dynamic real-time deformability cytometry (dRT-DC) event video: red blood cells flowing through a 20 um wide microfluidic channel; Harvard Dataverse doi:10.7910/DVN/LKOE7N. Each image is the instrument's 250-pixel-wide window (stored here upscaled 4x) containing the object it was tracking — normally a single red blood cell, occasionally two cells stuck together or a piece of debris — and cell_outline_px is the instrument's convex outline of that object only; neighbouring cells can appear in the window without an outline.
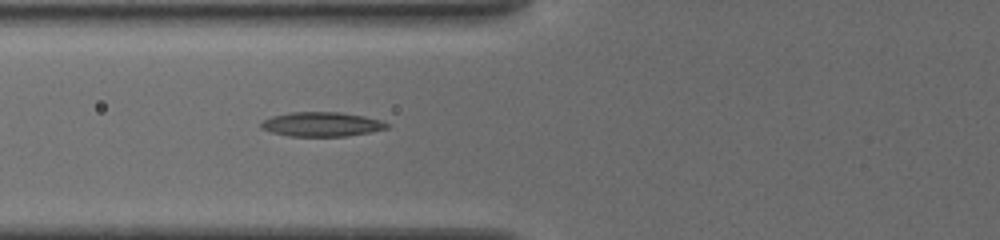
{"species": "common noctule bat (a hibernating species)", "species_latin": "Nyctalus noctula", "temperature_condition": "cold", "stored_images_in_passage": 5, "camera_frame_rate_fps": 3000, "um_per_image_px": 0.085, "animal": {"sex": "female", "body_mass_g": 19.5, "forearm_length_mm": 54.1}, "frame": {"image": 1, "passage_image": 5, "time_ms": 1.667, "image_size_px": [1000, 240], "cell_outline_px": [[388, 128], [348, 136], [288, 136], [272, 132], [260, 128], [260, 124], [264, 120], [272, 116], [292, 112], [340, 112], [364, 116], [380, 120], [388, 124]], "centroid_in_image_um": [27.32, 10.56], "position_along_channel_um": 98.5, "area_um2": 17.74}}